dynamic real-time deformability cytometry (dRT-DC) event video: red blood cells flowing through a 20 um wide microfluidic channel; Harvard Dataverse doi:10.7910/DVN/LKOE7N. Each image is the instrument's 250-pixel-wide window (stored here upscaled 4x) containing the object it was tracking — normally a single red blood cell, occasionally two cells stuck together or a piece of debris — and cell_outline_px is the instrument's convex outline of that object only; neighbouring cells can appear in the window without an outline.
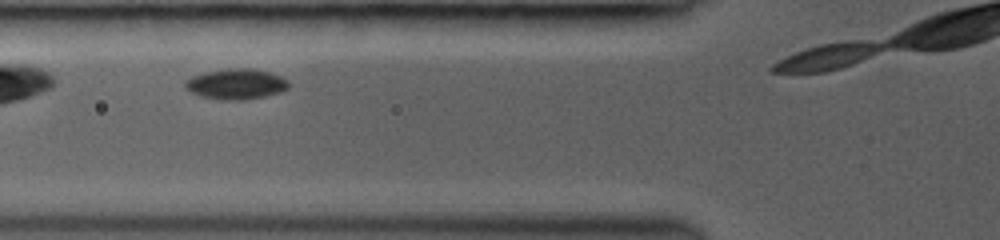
{"species": "common noctule bat (a hibernating species)", "species_latin": "Nyctalus noctula", "temperature_condition": "room temperature", "stored_images_in_passage": 5, "camera_frame_rate_fps": 3000, "um_per_image_px": 0.085, "animal": {"sex": "female", "body_mass_g": 19.0, "forearm_length_mm": 53.3}, "frame": {"image": 1, "passage_image": 3, "time_ms": 1.667, "image_size_px": [1000, 240], "cell_outline_px": [[288, 88], [280, 92], [264, 96], [244, 100], [220, 100], [200, 96], [184, 88], [184, 80], [192, 76], [204, 72], [232, 68], [248, 68], [268, 72], [280, 76], [288, 80]], "centroid_in_image_um": [20.03, 7.15], "position_along_channel_um": 105.8, "area_um2": 18.38}}